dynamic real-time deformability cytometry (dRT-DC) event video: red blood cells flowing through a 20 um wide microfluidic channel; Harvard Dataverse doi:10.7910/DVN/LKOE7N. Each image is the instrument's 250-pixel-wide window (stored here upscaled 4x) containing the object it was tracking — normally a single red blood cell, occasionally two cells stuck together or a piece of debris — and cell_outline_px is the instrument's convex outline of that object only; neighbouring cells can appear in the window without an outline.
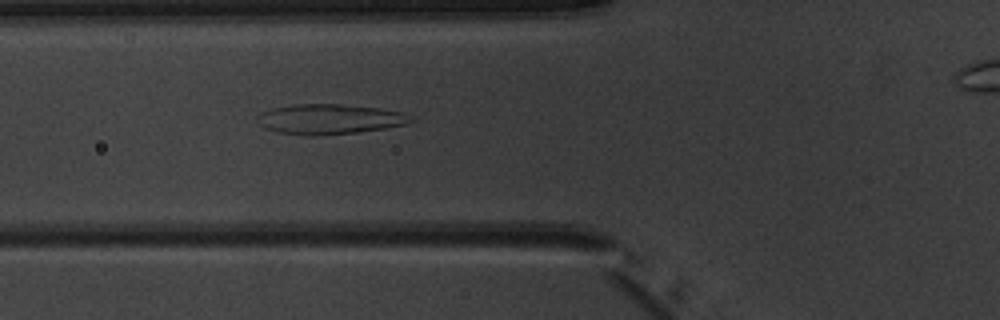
{"species": "common noctule bat (a hibernating species)", "species_latin": "Nyctalus noctula", "temperature_condition": "warm", "stored_images_in_passage": 7, "segment_of_instrument_passage": [1, 2], "camera_frame_rate_fps": 3000, "um_per_image_px": 0.085, "animal": {"sex": "male", "body_mass_g": 20.1, "forearm_length_mm": 53.5}, "frame": {"image": 1, "passage_image": 6, "time_ms": 5.667, "image_size_px": [1000, 320], "cell_outline_px": [[416, 120], [408, 124], [360, 132], [312, 136], [308, 136], [276, 132], [264, 128], [256, 120], [256, 116], [260, 112], [272, 108], [292, 104], [340, 104], [380, 108], [400, 112], [412, 116]], "centroid_in_image_um": [27.99, 10.13], "position_along_channel_um": 97.8, "area_um2": 27.22}}